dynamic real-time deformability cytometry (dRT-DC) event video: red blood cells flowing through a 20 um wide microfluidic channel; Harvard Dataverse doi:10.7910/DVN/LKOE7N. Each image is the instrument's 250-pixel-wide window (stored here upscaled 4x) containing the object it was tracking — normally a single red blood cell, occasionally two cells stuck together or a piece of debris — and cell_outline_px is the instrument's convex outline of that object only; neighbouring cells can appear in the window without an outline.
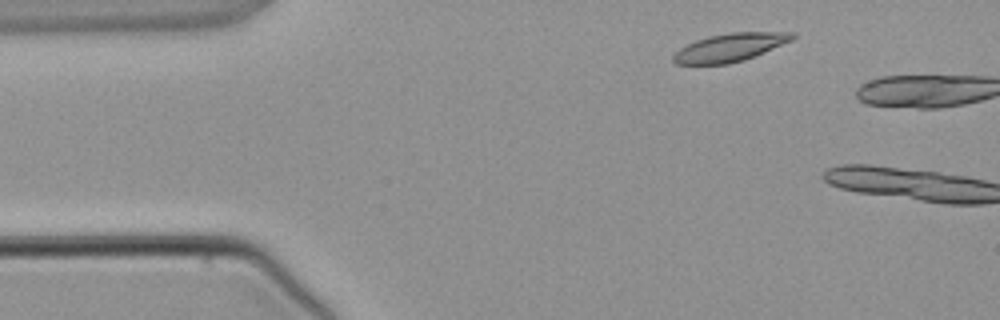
{"species": "common noctule bat (a hibernating species)", "species_latin": "Nyctalus noctula", "temperature_condition": "warm", "stored_images_in_passage": 4, "camera_frame_rate_fps": 3000, "um_per_image_px": 0.085, "animal": {"sex": "male", "body_mass_g": 21.5, "forearm_length_mm": 52.0}, "frame": {"image": 1, "passage_image": 1, "time_ms": 0.0, "image_size_px": [1000, 320], "cell_outline_px": [[796, 36], [792, 40], [764, 52], [744, 60], [728, 64], [676, 64], [672, 60], [672, 56], [680, 48], [696, 40], [708, 36], [732, 32], [796, 32]], "centroid_in_image_um": [62.05, 4.03], "position_along_channel_um": 23.0, "area_um2": 19.42}}